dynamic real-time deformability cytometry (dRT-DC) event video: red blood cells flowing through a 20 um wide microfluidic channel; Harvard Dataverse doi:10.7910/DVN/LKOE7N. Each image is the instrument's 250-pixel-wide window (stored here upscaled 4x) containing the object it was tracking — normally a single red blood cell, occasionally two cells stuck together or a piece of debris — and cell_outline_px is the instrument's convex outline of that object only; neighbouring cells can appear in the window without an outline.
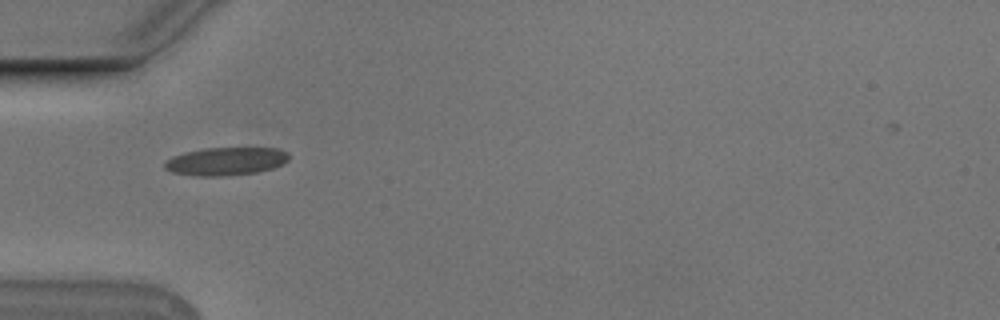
{"species": "Egyptian fruit bat (a non-hibernating species)", "species_latin": "Rousettus aegyptiacus", "temperature_condition": "cold", "stored_images_in_passage": 22, "camera_frame_rate_fps": 3000, "um_per_image_px": 0.085, "animal": {"sex": "male"}, "frame": {"image": 1, "passage_image": 1, "time_ms": 0.0, "image_size_px": [1000, 320], "cell_outline_px": [[288, 160], [272, 168], [256, 172], [224, 176], [200, 176], [172, 172], [164, 168], [164, 164], [172, 156], [184, 152], [204, 148], [276, 148], [288, 152]], "centroid_in_image_um": [19.18, 13.7], "position_along_channel_um": 65.8, "area_um2": 20.11}}
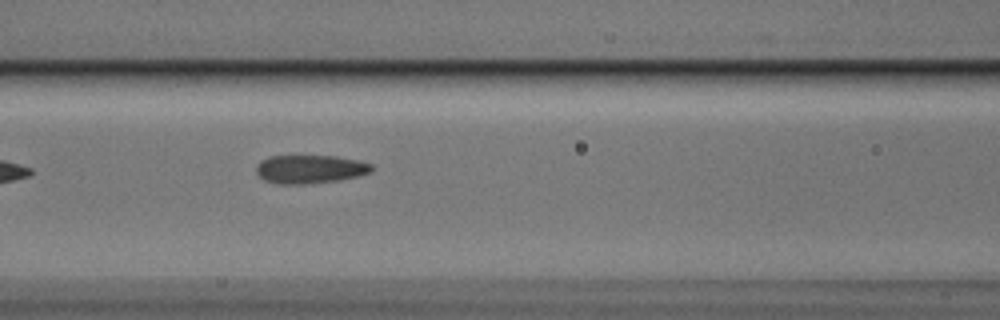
{"frame": {"image": 2, "passage_image": 7, "time_ms": 2.0, "image_size_px": [1000, 320], "cell_outline_px": [[372, 172], [360, 176], [340, 180], [304, 184], [276, 184], [264, 180], [256, 172], [256, 164], [260, 160], [268, 156], [336, 156], [360, 160], [372, 164]], "centroid_in_image_um": [26.36, 14.38], "position_along_channel_um": 140.2, "area_um2": 19.42}}
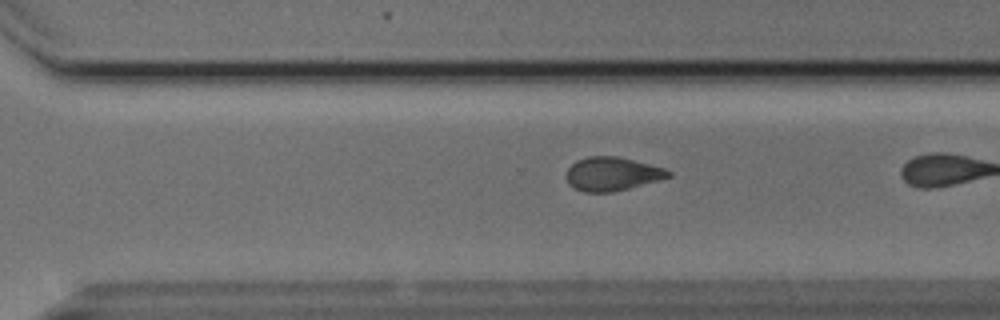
{"frame": {"image": 3, "passage_image": 19, "time_ms": 6.0, "image_size_px": [1000, 320], "cell_outline_px": [[672, 176], [628, 188], [612, 192], [584, 192], [568, 184], [568, 168], [576, 160], [588, 156], [616, 156], [664, 168], [672, 172]], "centroid_in_image_um": [52.02, 14.78], "position_along_channel_um": 318.6, "area_um2": 19.65}}